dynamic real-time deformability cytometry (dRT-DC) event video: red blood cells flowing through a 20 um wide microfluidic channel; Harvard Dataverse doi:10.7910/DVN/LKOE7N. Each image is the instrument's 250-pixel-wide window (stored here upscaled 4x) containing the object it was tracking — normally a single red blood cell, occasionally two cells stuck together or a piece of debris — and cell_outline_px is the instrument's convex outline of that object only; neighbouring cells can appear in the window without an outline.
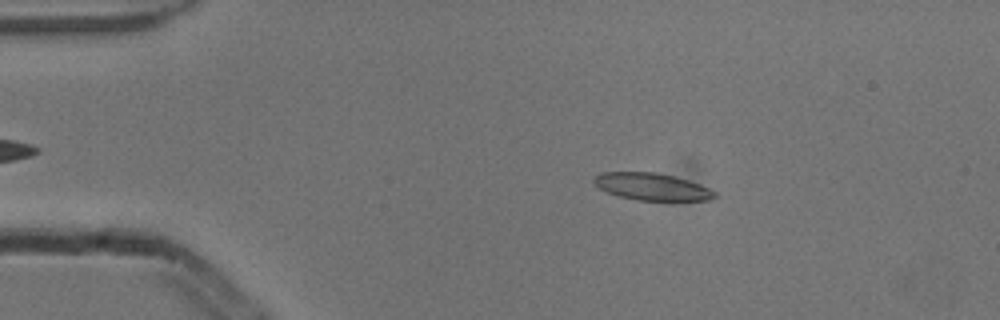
{"species": "common noctule bat (a hibernating species)", "species_latin": "Nyctalus noctula", "temperature_condition": "cold", "stored_images_in_passage": 5, "camera_frame_rate_fps": 3000, "um_per_image_px": 0.085, "animal": {"sex": "male", "body_mass_g": 13.3}, "frame": {"image": 1, "passage_image": 2, "time_ms": 0.333, "image_size_px": [1000, 320], "cell_outline_px": [[716, 196], [708, 200], [636, 200], [620, 196], [608, 192], [600, 188], [592, 180], [600, 172], [656, 172], [688, 180], [700, 184], [716, 192]], "centroid_in_image_um": [55.41, 15.86], "position_along_channel_um": 29.6, "area_um2": 18.84}}
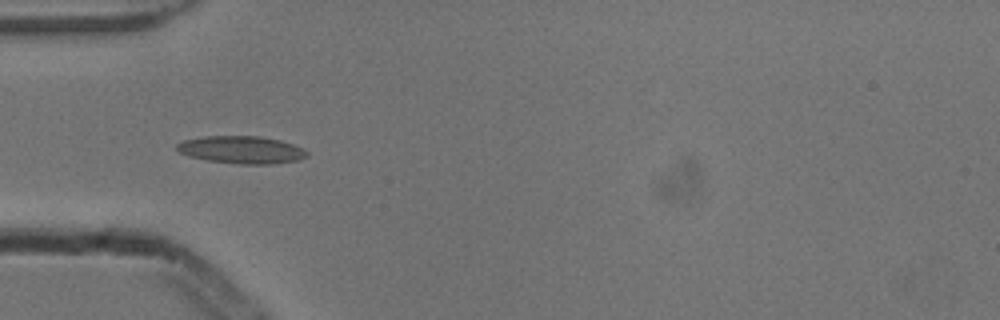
{"frame": {"image": 2, "passage_image": 4, "time_ms": 1.0, "image_size_px": [1000, 320], "cell_outline_px": [[308, 156], [300, 160], [272, 164], [236, 164], [208, 160], [188, 156], [180, 152], [176, 148], [176, 144], [184, 140], [204, 136], [260, 136], [280, 140], [304, 148], [308, 152]], "centroid_in_image_um": [20.56, 12.73], "position_along_channel_um": 64.4, "area_um2": 20.98}}
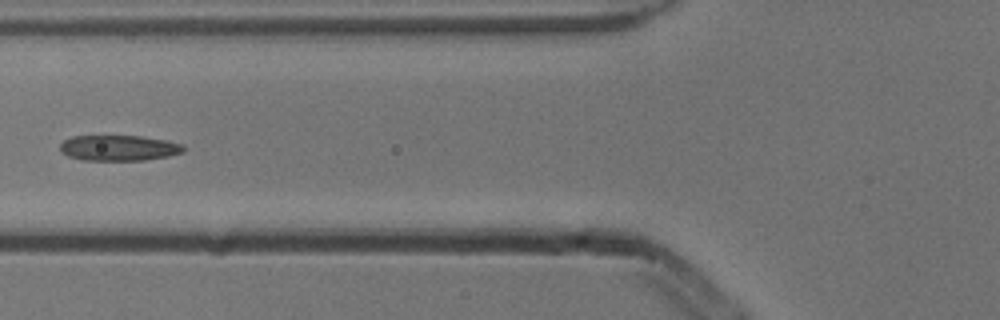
{"frame": {"image": 3, "passage_image": 5, "time_ms": 1.333, "image_size_px": [1000, 320], "cell_outline_px": [[184, 152], [168, 156], [144, 160], [80, 160], [68, 156], [60, 152], [60, 144], [64, 140], [72, 136], [140, 136], [164, 140], [184, 144]], "centroid_in_image_um": [10.08, 12.58], "position_along_channel_um": 115.7, "area_um2": 18.44}}